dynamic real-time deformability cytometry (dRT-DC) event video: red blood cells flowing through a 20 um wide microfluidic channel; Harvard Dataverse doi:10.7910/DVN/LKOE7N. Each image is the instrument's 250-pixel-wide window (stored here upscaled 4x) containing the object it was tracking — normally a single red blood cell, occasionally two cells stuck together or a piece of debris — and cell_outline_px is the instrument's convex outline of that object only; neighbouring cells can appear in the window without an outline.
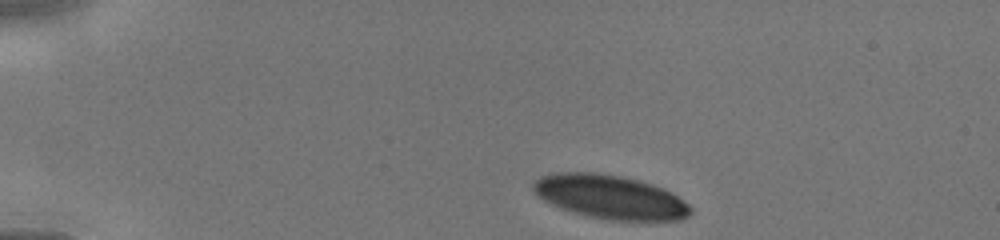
{"species": "human", "species_latin": "Homo sapiens", "temperature_condition": "cold", "stored_images_in_passage": 19, "camera_frame_rate_fps": 3000, "um_per_image_px": 0.085, "donor": {"sex": "male"}, "frame": {"image": 1, "passage_image": 1, "time_ms": 0.0, "image_size_px": [1000, 240], "cell_outline_px": [[692, 212], [688, 216], [680, 220], [608, 220], [588, 216], [572, 212], [560, 208], [536, 196], [532, 188], [532, 184], [540, 176], [556, 172], [596, 172], [620, 176], [640, 180], [652, 184], [676, 196], [688, 204], [692, 208]], "centroid_in_image_um": [51.82, 16.74], "position_along_channel_um": 33.2, "area_um2": 40.11}}
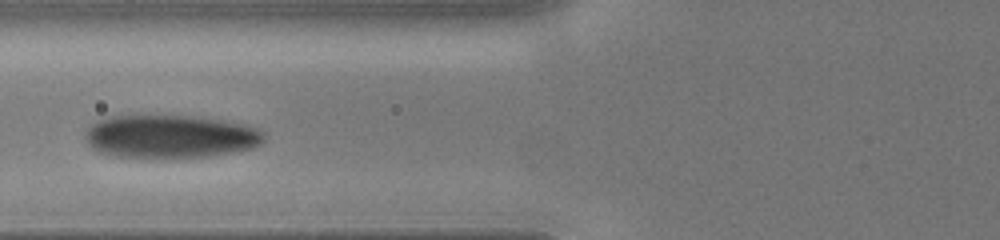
{"frame": {"image": 2, "passage_image": 10, "time_ms": 3.333, "image_size_px": [1000, 240], "cell_outline_px": [[264, 140], [260, 144], [252, 148], [212, 156], [112, 156], [100, 152], [92, 148], [88, 144], [84, 136], [88, 128], [96, 120], [112, 116], [136, 112], [140, 112], [192, 116], [224, 120], [244, 124], [256, 128], [264, 132]], "centroid_in_image_um": [14.42, 11.53], "position_along_channel_um": 111.4, "area_um2": 45.66}}
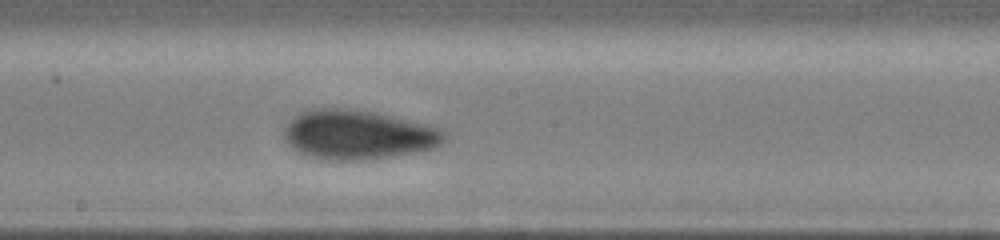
{"frame": {"image": 3, "passage_image": 19, "time_ms": 5.667, "image_size_px": [1000, 240], "cell_outline_px": [[448, 136], [436, 148], [416, 152], [392, 156], [364, 160], [328, 160], [308, 156], [292, 148], [284, 140], [284, 128], [288, 120], [292, 116], [300, 112], [316, 108], [348, 108], [376, 112], [428, 124], [440, 128]], "centroid_in_image_um": [30.42, 11.44], "position_along_channel_um": 217.8, "area_um2": 46.59}}